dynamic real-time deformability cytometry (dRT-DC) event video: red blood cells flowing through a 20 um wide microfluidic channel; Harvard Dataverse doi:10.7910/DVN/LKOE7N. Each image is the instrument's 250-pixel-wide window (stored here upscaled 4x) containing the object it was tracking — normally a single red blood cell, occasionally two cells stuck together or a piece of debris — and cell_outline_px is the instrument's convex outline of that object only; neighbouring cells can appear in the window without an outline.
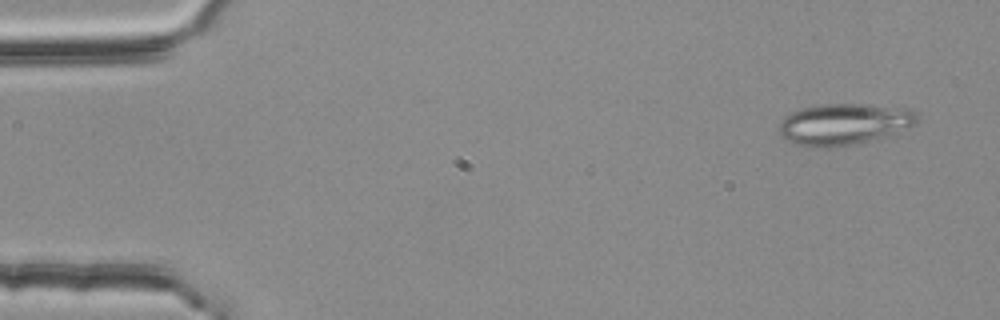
{"species": "common noctule bat (a hibernating species)", "species_latin": "Nyctalus noctula", "temperature_condition": "room temperature", "stored_images_in_passage": 3, "camera_frame_rate_fps": 3000, "um_per_image_px": 0.085, "animal": {"sex": "female", "body_mass_g": 25.1}, "frame": {"image": 1, "passage_image": 1, "time_ms": 0.0, "image_size_px": [1000, 320], "cell_outline_px": [[920, 120], [912, 124], [884, 136], [852, 144], [828, 148], [812, 148], [792, 144], [784, 140], [780, 136], [780, 124], [784, 116], [800, 108], [820, 104], [868, 104], [908, 108], [916, 112]], "centroid_in_image_um": [71.66, 10.55], "position_along_channel_um": 13.3, "area_um2": 33.29}}